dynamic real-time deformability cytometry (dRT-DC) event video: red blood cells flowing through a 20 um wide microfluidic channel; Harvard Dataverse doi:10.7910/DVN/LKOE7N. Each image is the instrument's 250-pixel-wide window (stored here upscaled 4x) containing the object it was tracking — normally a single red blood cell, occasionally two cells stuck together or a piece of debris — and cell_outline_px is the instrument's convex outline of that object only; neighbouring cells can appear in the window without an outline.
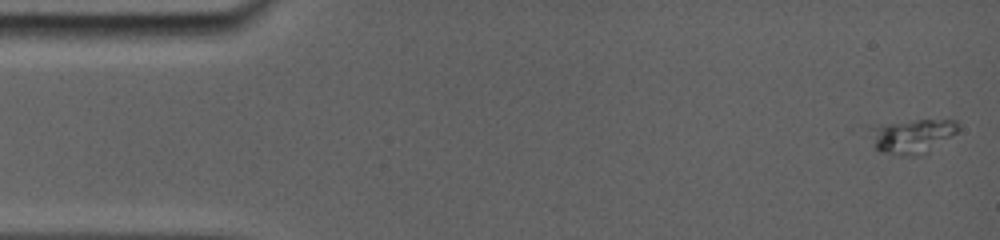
{"species": "common noctule bat (a hibernating species)", "species_latin": "Nyctalus noctula", "temperature_condition": "room temperature", "stored_images_in_passage": 4, "camera_frame_rate_fps": 5000, "um_per_image_px": 0.085, "animal": {"sex": "female", "body_mass_g": 19.0, "forearm_length_mm": 56.7}, "frame": {"image": 1, "passage_image": 1, "time_ms": 0.0, "image_size_px": [1000, 240], "cell_outline_px": [[956, 132], [888, 148], [876, 148], [876, 144], [880, 128], [920, 120], [952, 120], [956, 124]], "centroid_in_image_um": [77.65, 11.25], "position_along_channel_um": 7.4, "area_um2": 10.58}}